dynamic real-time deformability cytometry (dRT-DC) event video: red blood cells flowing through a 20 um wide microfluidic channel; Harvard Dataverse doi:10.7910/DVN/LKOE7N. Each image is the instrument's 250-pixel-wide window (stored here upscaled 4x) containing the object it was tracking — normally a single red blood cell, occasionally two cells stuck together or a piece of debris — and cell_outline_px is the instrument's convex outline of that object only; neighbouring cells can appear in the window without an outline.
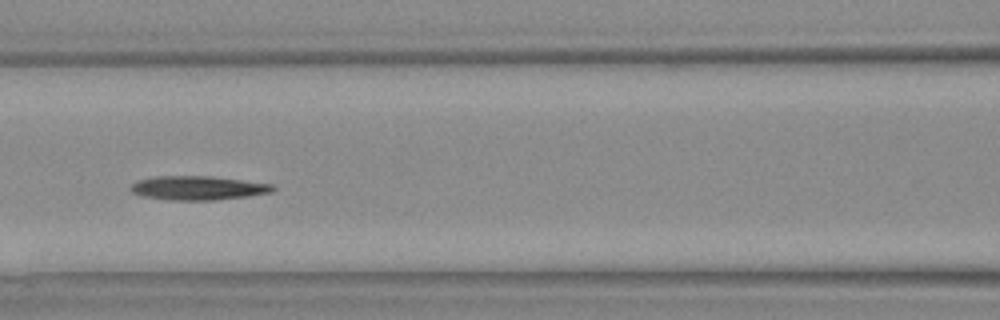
{"species": "Egyptian fruit bat (a non-hibernating species)", "species_latin": "Rousettus aegyptiacus", "temperature_condition": "warm", "stored_images_in_passage": 29, "camera_frame_rate_fps": 3000, "um_per_image_px": 0.085, "animal": {"sex": "female"}, "frame": {"image": 1, "passage_image": 9, "time_ms": 2.667, "image_size_px": [1000, 320], "cell_outline_px": [[276, 188], [272, 192], [248, 196], [212, 200], [172, 200], [144, 196], [132, 192], [128, 188], [132, 184], [140, 180], [156, 176], [212, 176], [272, 184]], "centroid_in_image_um": [16.84, 15.97], "position_along_channel_um": 149.8, "area_um2": 19.71}}
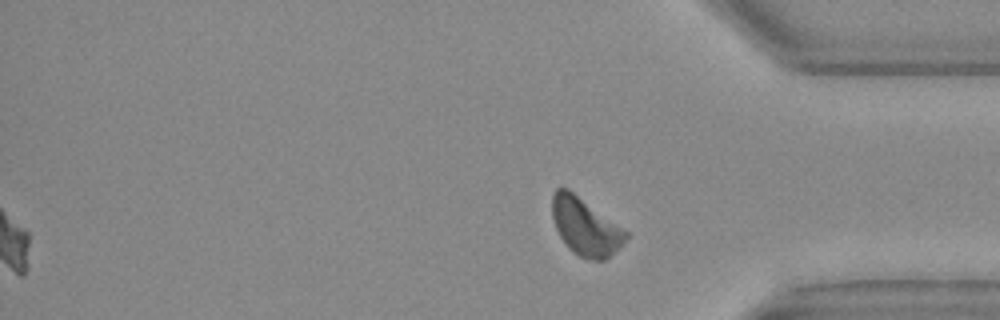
{"frame": {"image": 2, "passage_image": 29, "time_ms": 9.333, "image_size_px": [1000, 320], "cell_outline_px": [[628, 236], [604, 260], [592, 260], [580, 256], [572, 252], [568, 248], [560, 236], [556, 228], [552, 216], [552, 192], [556, 188], [568, 188], [628, 232]], "centroid_in_image_um": [49.7, 19.24], "position_along_channel_um": 385.5, "area_um2": 24.1}}